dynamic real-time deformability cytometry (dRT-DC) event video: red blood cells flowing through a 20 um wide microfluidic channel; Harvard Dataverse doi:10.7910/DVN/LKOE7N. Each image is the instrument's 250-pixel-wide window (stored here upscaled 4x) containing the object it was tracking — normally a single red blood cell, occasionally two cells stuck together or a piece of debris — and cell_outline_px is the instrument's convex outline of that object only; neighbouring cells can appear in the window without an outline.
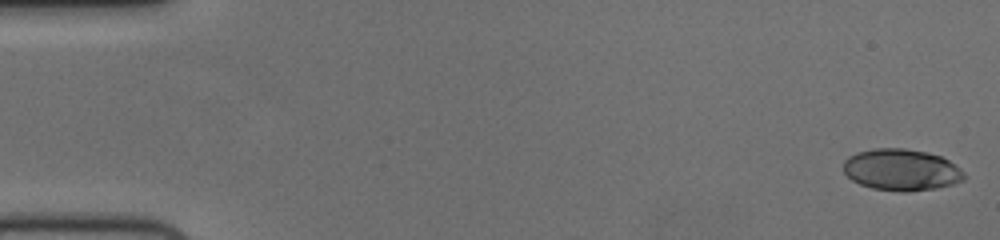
{"species": "human", "species_latin": "Homo sapiens", "temperature_condition": "cold", "stored_images_in_passage": 56, "camera_frame_rate_fps": 3000, "um_per_image_px": 0.085, "donor": {"sex": "female"}, "frame": {"image": 1, "passage_image": 1, "time_ms": 0.0, "image_size_px": [1000, 240], "cell_outline_px": [[964, 180], [952, 184], [936, 188], [904, 192], [872, 188], [860, 184], [852, 180], [844, 172], [844, 160], [848, 156], [856, 152], [872, 148], [904, 148], [928, 152], [940, 156], [948, 160], [964, 172]], "centroid_in_image_um": [76.59, 14.42], "position_along_channel_um": 8.4, "area_um2": 29.25}}
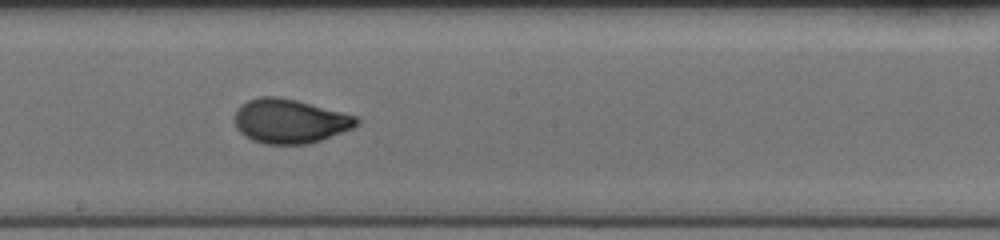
{"frame": {"image": 2, "passage_image": 31, "time_ms": 10.0, "image_size_px": [1000, 240], "cell_outline_px": [[360, 120], [352, 128], [320, 140], [308, 144], [264, 144], [252, 140], [244, 136], [236, 128], [236, 108], [240, 104], [248, 100], [260, 96], [280, 96], [296, 100], [356, 116]], "centroid_in_image_um": [24.59, 10.29], "position_along_channel_um": 223.6, "area_um2": 31.27}}
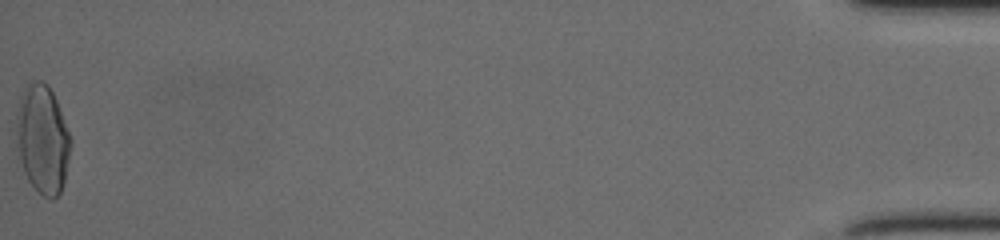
{"frame": {"image": 3, "passage_image": 56, "time_ms": 18.333, "image_size_px": [1000, 240], "cell_outline_px": [[72, 140], [64, 180], [60, 192], [52, 200], [44, 196], [28, 180], [24, 172], [16, 148], [16, 112], [20, 96], [28, 80], [40, 80], [48, 84], [56, 100]], "centroid_in_image_um": [3.59, 11.78], "position_along_channel_um": 431.6, "area_um2": 34.51}, "authors_computed_cell_mechanics": {"area_um2": 30.4317, "velocity_mm_per_s": 3.7267, "shape_relaxation_time_tau1_ms": 5.6532, "shape_relaxation_time_tau2_ms": null, "deformation_change_tau1": 0.2044, "deformation_change_tau2": null}}